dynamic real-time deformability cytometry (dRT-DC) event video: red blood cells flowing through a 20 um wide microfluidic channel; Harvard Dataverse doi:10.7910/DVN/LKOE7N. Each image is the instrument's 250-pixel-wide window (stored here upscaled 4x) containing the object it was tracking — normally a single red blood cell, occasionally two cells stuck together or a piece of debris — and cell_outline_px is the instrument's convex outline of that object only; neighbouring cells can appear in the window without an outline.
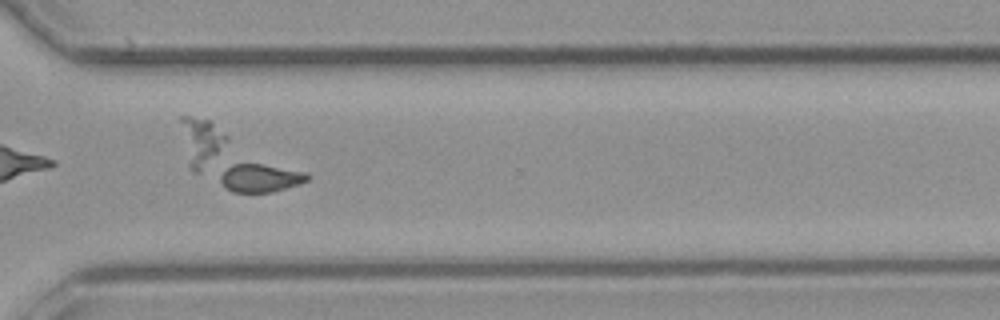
{"species": "common noctule bat (a hibernating species)", "species_latin": "Nyctalus noctula", "temperature_condition": "cold", "stored_images_in_passage": 53, "camera_frame_rate_fps": 3000, "um_per_image_px": 0.085, "animal": {"sex": "male", "body_mass_g": 23.1, "forearm_length_mm": 52.7}, "frame": {"image": 1, "passage_image": 38, "time_ms": 12.333, "image_size_px": [1000, 320], "cell_outline_px": [[312, 176], [308, 180], [300, 184], [272, 192], [232, 192], [224, 188], [220, 180], [220, 176], [232, 164], [260, 164], [308, 172]], "centroid_in_image_um": [22.18, 15.15], "position_along_channel_um": 348.4, "area_um2": 14.28}, "authors_computed_cell_mechanics": {"area_um2": 14.7968, "velocity_mm_per_s": 3.7328, "shape_relaxation_time_tau1_ms": null, "shape_relaxation_time_tau2_ms": 1.947, "deformation_change_tau1": null, "deformation_change_tau2": 0.0735}}